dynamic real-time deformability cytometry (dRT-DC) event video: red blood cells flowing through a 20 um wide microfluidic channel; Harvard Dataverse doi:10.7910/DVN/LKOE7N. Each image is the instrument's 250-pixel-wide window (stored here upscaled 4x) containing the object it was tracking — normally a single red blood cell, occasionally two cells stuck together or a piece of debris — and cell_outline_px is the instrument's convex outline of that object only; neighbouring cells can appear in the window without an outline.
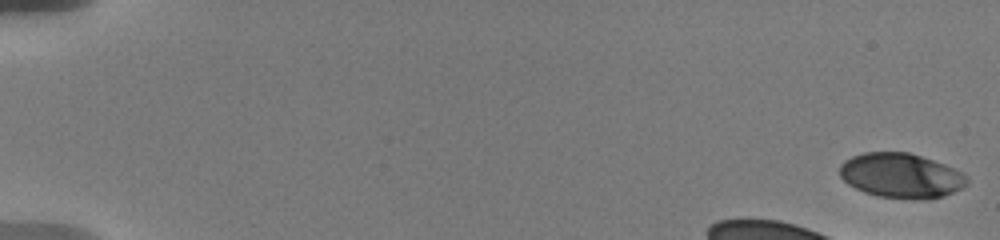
{"species": "human", "species_latin": "Homo sapiens", "temperature_condition": "warm", "stored_images_in_passage": 6, "camera_frame_rate_fps": 3000, "um_per_image_px": 0.085, "donor": {"sex": "male"}, "frame": {"image": 1, "passage_image": 1, "time_ms": 0.0, "image_size_px": [1000, 240], "cell_outline_px": [[968, 184], [944, 196], [928, 200], [880, 196], [864, 192], [848, 184], [840, 176], [840, 164], [844, 160], [852, 156], [864, 152], [908, 152], [944, 164], [964, 172], [968, 176]], "centroid_in_image_um": [76.61, 14.92], "position_along_channel_um": 8.4, "area_um2": 33.18}}